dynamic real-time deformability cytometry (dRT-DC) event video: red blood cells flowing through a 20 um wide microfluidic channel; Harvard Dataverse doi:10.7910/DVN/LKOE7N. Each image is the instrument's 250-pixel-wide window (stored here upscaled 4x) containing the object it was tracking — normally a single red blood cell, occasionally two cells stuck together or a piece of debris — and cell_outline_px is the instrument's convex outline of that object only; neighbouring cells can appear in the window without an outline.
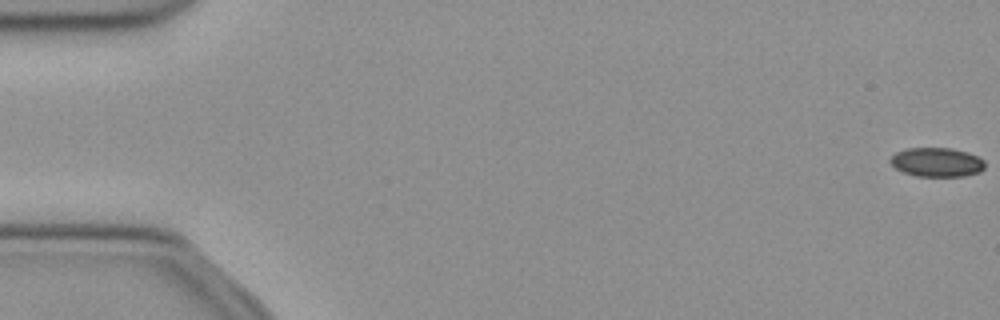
{"species": "common noctule bat (a hibernating species)", "species_latin": "Nyctalus noctula", "temperature_condition": "cold", "stored_images_in_passage": 16, "camera_frame_rate_fps": 3000, "um_per_image_px": 0.085, "animal": {"sex": "female", "body_mass_g": 21.9}, "frame": {"image": 1, "passage_image": 1, "time_ms": 0.0, "image_size_px": [1000, 320], "cell_outline_px": [[984, 168], [980, 172], [964, 176], [916, 176], [904, 172], [896, 168], [888, 160], [896, 152], [904, 148], [952, 148], [968, 152], [984, 160]], "centroid_in_image_um": [79.62, 13.78], "position_along_channel_um": 5.4, "area_um2": 16.07}}
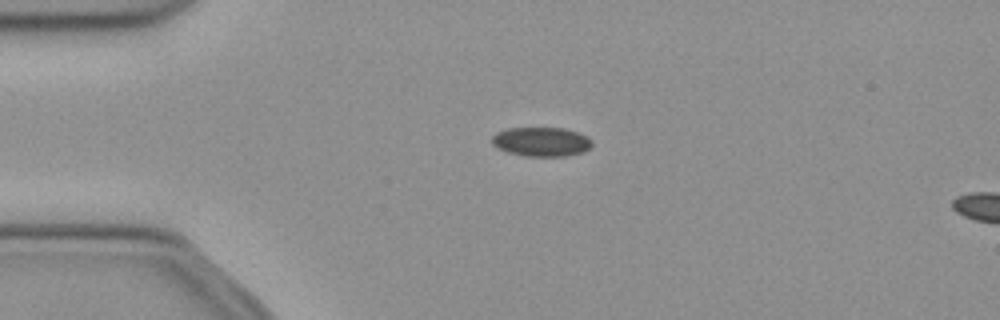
{"frame": {"image": 2, "passage_image": 13, "time_ms": 4.0, "image_size_px": [1000, 320], "cell_outline_px": [[592, 144], [584, 152], [564, 156], [524, 156], [508, 152], [492, 144], [492, 136], [496, 132], [508, 128], [564, 128], [588, 136], [592, 140]], "centroid_in_image_um": [46.02, 12.04], "position_along_channel_um": 39.0, "area_um2": 16.99}}